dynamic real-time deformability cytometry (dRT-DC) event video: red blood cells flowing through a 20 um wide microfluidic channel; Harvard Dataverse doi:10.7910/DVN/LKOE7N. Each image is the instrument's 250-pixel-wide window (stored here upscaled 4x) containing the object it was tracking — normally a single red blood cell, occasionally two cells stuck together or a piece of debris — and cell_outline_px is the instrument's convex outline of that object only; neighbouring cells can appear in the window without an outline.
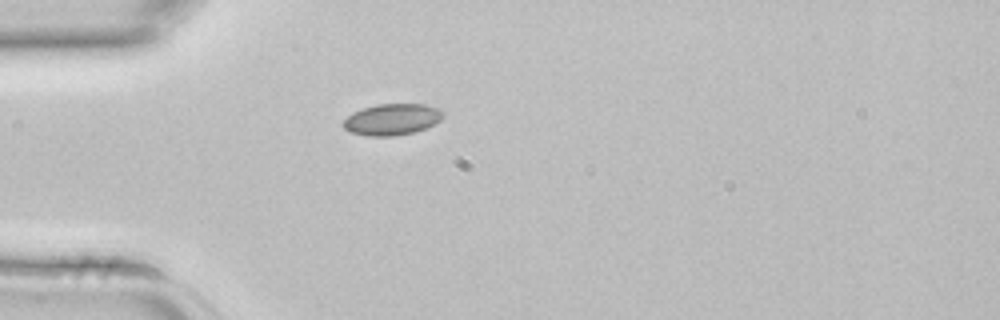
{"species": "common noctule bat (a hibernating species)", "species_latin": "Nyctalus noctula", "temperature_condition": "room temperature", "stored_images_in_passage": 1, "camera_frame_rate_fps": 3000, "um_per_image_px": 0.085, "animal": {"sex": "female", "body_mass_g": 22.7, "forearm_length_mm": 54.2}, "frame": {"image": 1, "passage_image": 1, "time_ms": 0.0, "image_size_px": [1000, 320], "cell_outline_px": [[444, 116], [440, 120], [424, 128], [412, 132], [392, 136], [368, 136], [352, 132], [344, 128], [340, 124], [352, 112], [376, 104], [424, 104], [436, 108]], "centroid_in_image_um": [33.26, 10.15], "position_along_channel_um": 51.7, "area_um2": 17.92}}